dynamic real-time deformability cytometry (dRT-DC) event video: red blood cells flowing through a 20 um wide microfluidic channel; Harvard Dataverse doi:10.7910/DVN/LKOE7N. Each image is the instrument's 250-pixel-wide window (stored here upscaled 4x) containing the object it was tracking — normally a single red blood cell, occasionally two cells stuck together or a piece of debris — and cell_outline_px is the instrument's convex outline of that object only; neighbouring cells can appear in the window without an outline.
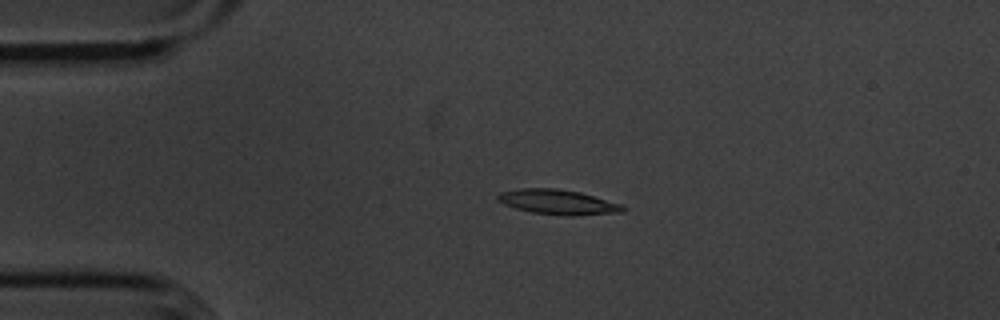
{"species": "common noctule bat (a hibernating species)", "species_latin": "Nyctalus noctula", "temperature_condition": "cold", "stored_images_in_passage": 44, "camera_frame_rate_fps": 3000, "um_per_image_px": 0.085, "animal": {"sex": "male", "body_mass_g": 20.1, "forearm_length_mm": 53.5}, "frame": {"image": 1, "passage_image": 1, "time_ms": 0.0, "image_size_px": [1000, 320], "cell_outline_px": [[624, 212], [572, 216], [568, 216], [532, 212], [516, 208], [504, 204], [496, 200], [496, 196], [500, 192], [520, 188], [556, 188], [580, 192], [624, 204]], "centroid_in_image_um": [47.44, 17.17], "position_along_channel_um": 37.6, "area_um2": 18.26}}
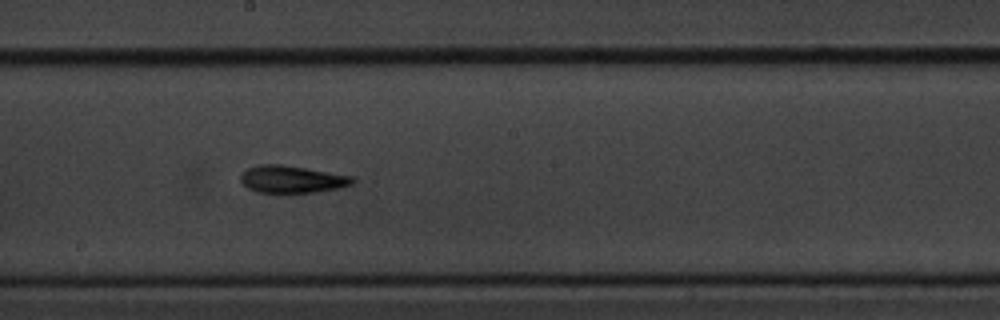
{"frame": {"image": 2, "passage_image": 19, "time_ms": 6.0, "image_size_px": [1000, 320], "cell_outline_px": [[356, 180], [352, 184], [340, 188], [312, 192], [256, 192], [248, 188], [240, 180], [240, 176], [248, 168], [260, 164], [280, 164], [308, 168], [352, 176]], "centroid_in_image_um": [24.83, 15.23], "position_along_channel_um": 223.4, "area_um2": 17.69}}
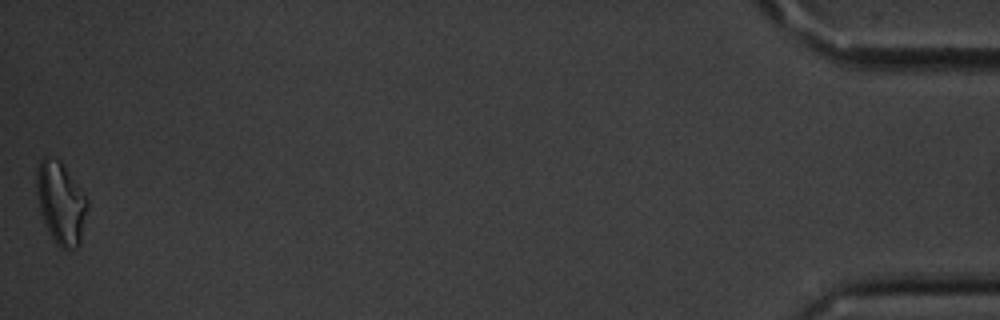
{"frame": {"image": 3, "passage_image": 44, "time_ms": 14.333, "image_size_px": [1000, 320], "cell_outline_px": [[88, 208], [80, 244], [76, 248], [68, 252], [60, 248], [52, 240], [48, 232], [40, 212], [36, 192], [36, 168], [40, 160], [44, 156], [48, 156], [60, 160], [64, 164], [88, 200]], "centroid_in_image_um": [5.16, 17.28], "position_along_channel_um": 430.0, "area_um2": 24.91}, "authors_computed_cell_mechanics": {"area_um2": 17.5423, "velocity_mm_per_s": 3.6009, "shape_relaxation_time_tau1_ms": 2.4103, "shape_relaxation_time_tau2_ms": 2.4061, "deformation_change_tau1": 0.1387, "deformation_change_tau2": 0.102}}